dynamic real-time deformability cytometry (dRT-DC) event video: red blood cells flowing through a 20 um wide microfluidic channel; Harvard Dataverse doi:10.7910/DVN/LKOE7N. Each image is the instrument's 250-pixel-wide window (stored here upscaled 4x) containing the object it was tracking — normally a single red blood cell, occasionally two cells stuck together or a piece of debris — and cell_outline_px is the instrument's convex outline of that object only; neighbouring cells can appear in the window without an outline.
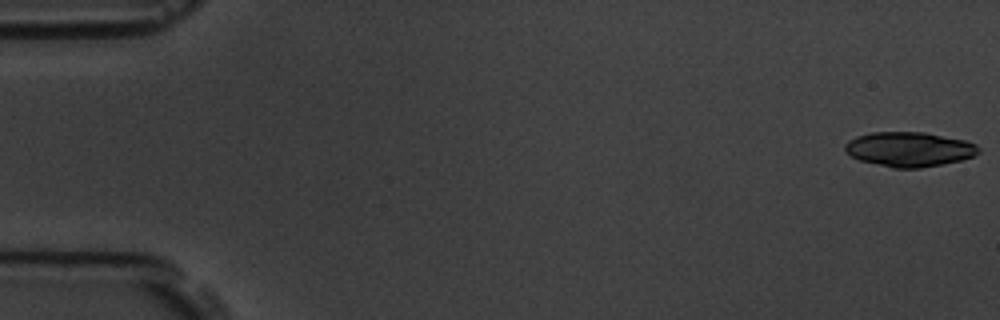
{"species": "common noctule bat (a hibernating species)", "species_latin": "Nyctalus noctula", "temperature_condition": "room temperature", "stored_images_in_passage": 58, "camera_frame_rate_fps": 3000, "um_per_image_px": 0.085, "animal": {"sex": "male", "body_mass_g": 19.5, "forearm_length_mm": 54.6}, "frame": {"image": 1, "passage_image": 1, "time_ms": 0.0, "image_size_px": [1000, 320], "cell_outline_px": [[980, 152], [972, 156], [960, 160], [920, 168], [892, 168], [860, 160], [852, 156], [844, 148], [844, 144], [848, 140], [856, 136], [872, 132], [924, 132], [964, 140], [976, 144], [980, 148]], "centroid_in_image_um": [77.27, 12.68], "position_along_channel_um": 7.7, "area_um2": 26.82}, "authors_computed_cell_mechanics": {"area_um2": 27.2527, "velocity_mm_per_s": 3.5245, "shape_relaxation_time_tau1_ms": 6.9987, "shape_relaxation_time_tau2_ms": null, "deformation_change_tau1": 0.2009, "deformation_change_tau2": null}}